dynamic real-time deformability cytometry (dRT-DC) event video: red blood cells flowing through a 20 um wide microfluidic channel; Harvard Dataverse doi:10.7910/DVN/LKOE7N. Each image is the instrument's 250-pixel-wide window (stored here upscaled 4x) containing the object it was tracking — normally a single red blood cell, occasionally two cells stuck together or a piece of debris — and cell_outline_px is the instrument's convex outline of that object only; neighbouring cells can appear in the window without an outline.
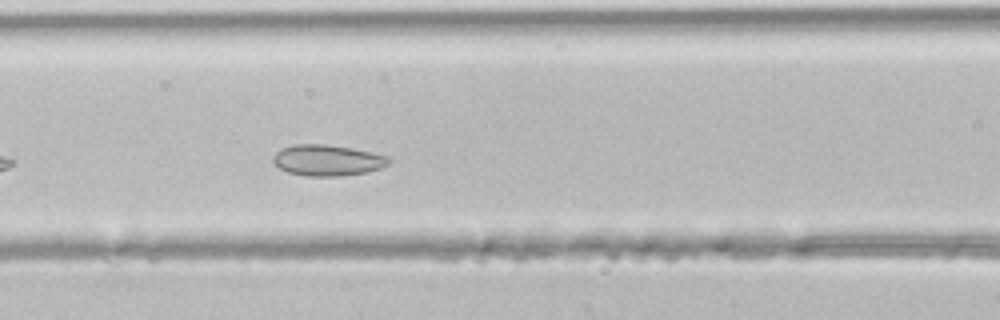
{"species": "common noctule bat (a hibernating species)", "species_latin": "Nyctalus noctula", "temperature_condition": "room temperature", "stored_images_in_passage": 16, "camera_frame_rate_fps": 3000, "um_per_image_px": 0.085, "animal": {"sex": "male", "body_mass_g": 21.5, "forearm_length_mm": 52.0}, "frame": {"image": 1, "passage_image": 7, "time_ms": 2.0, "image_size_px": [1000, 320], "cell_outline_px": [[392, 160], [388, 164], [380, 168], [364, 172], [340, 176], [304, 176], [288, 172], [272, 164], [272, 156], [280, 148], [292, 144], [324, 144], [352, 148], [388, 156]], "centroid_in_image_um": [27.77, 13.61], "position_along_channel_um": 138.8, "area_um2": 21.04}}
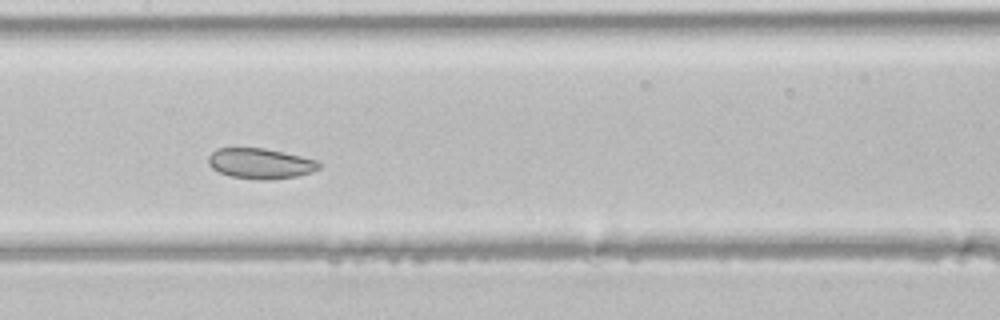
{"frame": {"image": 2, "passage_image": 10, "time_ms": 3.0, "image_size_px": [1000, 320], "cell_outline_px": [[320, 168], [312, 172], [296, 176], [268, 180], [256, 180], [232, 176], [220, 172], [212, 168], [208, 164], [208, 156], [216, 148], [264, 148], [284, 152], [320, 160]], "centroid_in_image_um": [22.15, 13.89], "position_along_channel_um": 185.2, "area_um2": 19.77}}
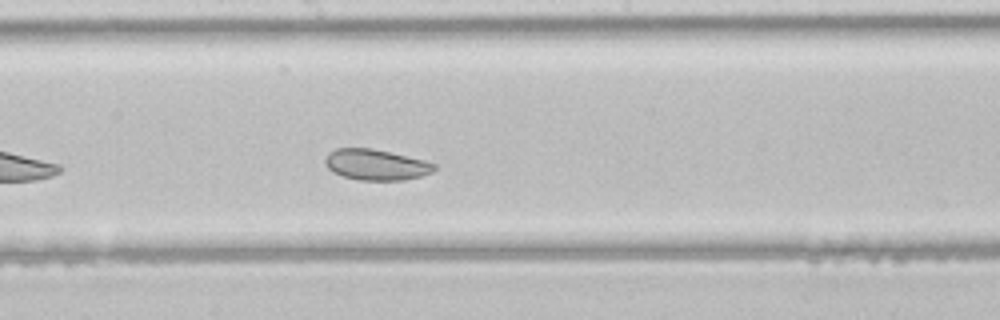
{"frame": {"image": 3, "passage_image": 12, "time_ms": 3.667, "image_size_px": [1000, 320], "cell_outline_px": [[436, 168], [432, 172], [420, 176], [404, 180], [360, 180], [344, 176], [332, 172], [328, 168], [324, 160], [328, 152], [336, 148], [372, 148], [424, 160], [436, 164]], "centroid_in_image_um": [31.94, 13.99], "position_along_channel_um": 216.3, "area_um2": 19.54}}